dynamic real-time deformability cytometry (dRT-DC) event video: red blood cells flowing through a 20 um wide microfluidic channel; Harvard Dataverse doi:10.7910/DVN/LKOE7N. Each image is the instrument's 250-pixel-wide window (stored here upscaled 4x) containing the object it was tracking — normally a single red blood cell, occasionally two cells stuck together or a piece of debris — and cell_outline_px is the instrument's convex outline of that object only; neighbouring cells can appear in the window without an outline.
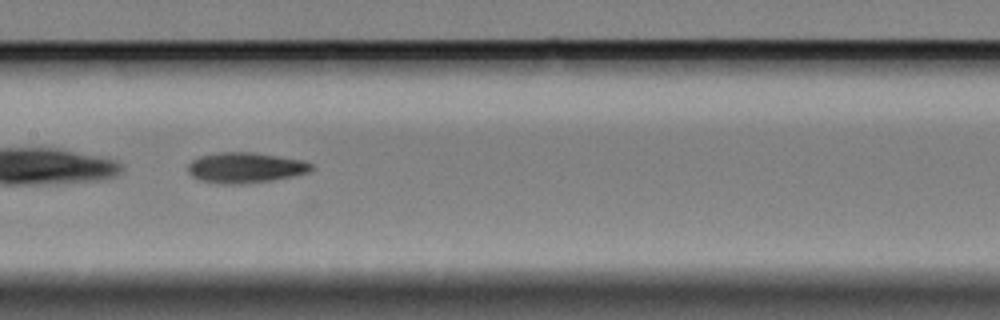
{"species": "Egyptian fruit bat (a non-hibernating species)", "species_latin": "Rousettus aegyptiacus", "temperature_condition": "cold", "stored_images_in_passage": 30, "camera_frame_rate_fps": 3000, "um_per_image_px": 0.085, "animal": {"sex": "female"}, "frame": {"image": 1, "passage_image": 11, "time_ms": 3.333, "image_size_px": [1000, 320], "cell_outline_px": [[316, 168], [308, 172], [292, 176], [272, 180], [240, 184], [220, 184], [200, 180], [192, 176], [188, 172], [188, 164], [192, 160], [200, 156], [220, 152], [252, 152], [304, 160], [312, 164]], "centroid_in_image_um": [20.86, 14.25], "position_along_channel_um": 186.5, "area_um2": 21.96}}